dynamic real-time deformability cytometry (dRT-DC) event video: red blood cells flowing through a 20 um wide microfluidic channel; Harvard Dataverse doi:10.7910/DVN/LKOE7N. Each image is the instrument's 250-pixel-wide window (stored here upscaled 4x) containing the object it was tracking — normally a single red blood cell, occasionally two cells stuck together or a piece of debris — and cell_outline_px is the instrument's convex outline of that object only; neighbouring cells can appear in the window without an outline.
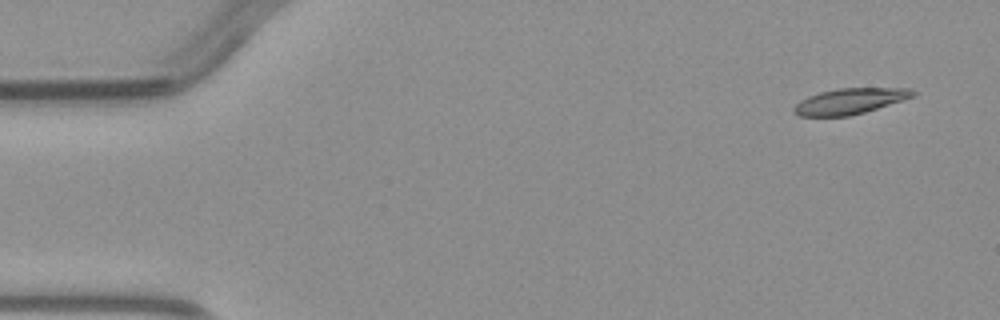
{"species": "common noctule bat (a hibernating species)", "species_latin": "Nyctalus noctula", "temperature_condition": "warm", "stored_images_in_passage": 3, "camera_frame_rate_fps": 3000, "um_per_image_px": 0.085, "animal": {"sex": "male", "body_mass_g": 23.1, "forearm_length_mm": 52.7}, "frame": {"image": 1, "passage_image": 1, "time_ms": 0.0, "image_size_px": [1000, 320], "cell_outline_px": [[916, 96], [904, 100], [864, 112], [848, 116], [800, 116], [792, 112], [792, 108], [800, 100], [808, 96], [820, 92], [840, 88], [912, 88], [916, 92]], "centroid_in_image_um": [72.25, 8.6], "position_along_channel_um": 12.8, "area_um2": 17.92}}